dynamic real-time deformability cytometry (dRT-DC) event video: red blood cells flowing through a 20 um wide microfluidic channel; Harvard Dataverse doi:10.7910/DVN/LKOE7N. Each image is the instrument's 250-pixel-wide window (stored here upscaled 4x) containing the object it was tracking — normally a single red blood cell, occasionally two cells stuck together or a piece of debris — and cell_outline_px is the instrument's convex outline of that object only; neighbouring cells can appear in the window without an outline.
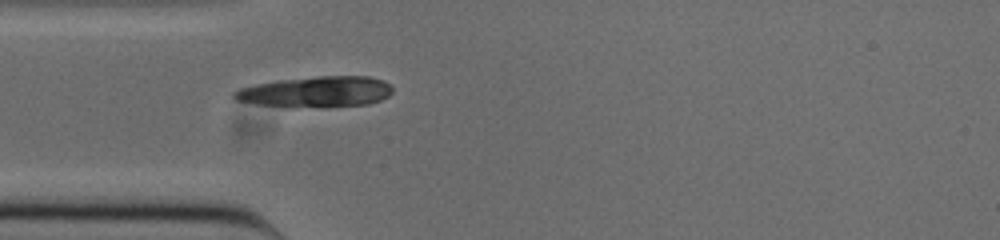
{"species": "common noctule bat (a hibernating species)", "species_latin": "Nyctalus noctula", "temperature_condition": "cold", "stored_images_in_passage": 33, "camera_frame_rate_fps": 3000, "um_per_image_px": 0.085, "animal": {"sex": "male", "body_mass_g": 20.0, "forearm_length_mm": 53.3}, "frame": {"image": 1, "passage_image": 1, "time_ms": 0.0, "image_size_px": [1000, 240], "cell_outline_px": [[392, 92], [388, 96], [380, 100], [368, 104], [324, 108], [256, 104], [236, 100], [232, 96], [232, 92], [240, 88], [256, 84], [276, 80], [320, 76], [368, 76], [384, 80], [392, 88]], "centroid_in_image_um": [26.88, 7.8], "position_along_channel_um": 58.1, "area_um2": 28.55}}
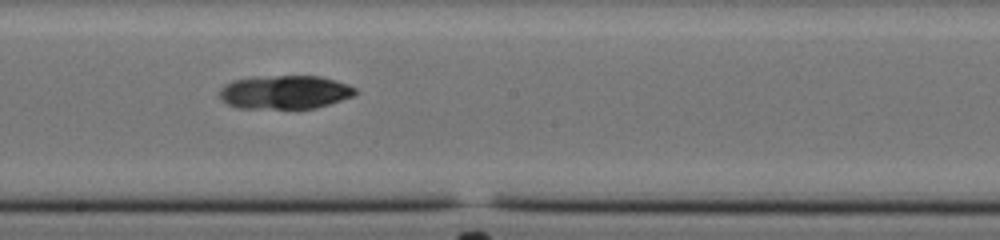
{"frame": {"image": 2, "passage_image": 14, "time_ms": 4.333, "image_size_px": [1000, 240], "cell_outline_px": [[356, 96], [316, 108], [240, 108], [228, 104], [220, 96], [220, 92], [224, 84], [232, 80], [252, 76], [320, 76], [336, 80], [348, 84], [356, 88]], "centroid_in_image_um": [24.25, 7.82], "position_along_channel_um": 224.0, "area_um2": 26.76}}
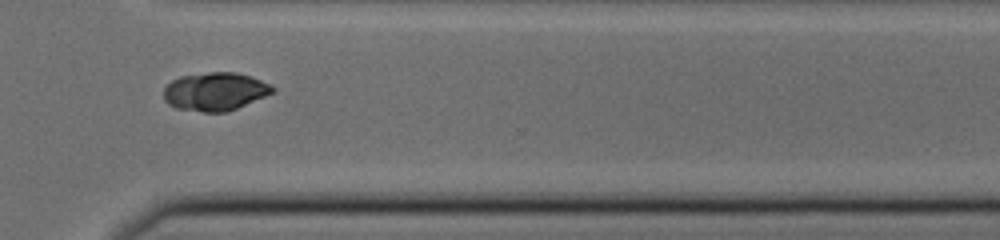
{"frame": {"image": 3, "passage_image": 24, "time_ms": 7.667, "image_size_px": [1000, 240], "cell_outline_px": [[276, 92], [236, 108], [224, 112], [204, 112], [176, 108], [168, 104], [164, 100], [164, 88], [172, 80], [180, 76], [208, 72], [236, 72], [252, 76], [276, 88]], "centroid_in_image_um": [18.29, 7.77], "position_along_channel_um": 352.3, "area_um2": 24.28}, "authors_computed_cell_mechanics": {"area_um2": 25.4898, "velocity_mm_per_s": 3.842, "shape_relaxation_time_tau1_ms": null, "shape_relaxation_time_tau2_ms": 2.8447, "deformation_change_tau1": null, "deformation_change_tau2": 0.0286}}